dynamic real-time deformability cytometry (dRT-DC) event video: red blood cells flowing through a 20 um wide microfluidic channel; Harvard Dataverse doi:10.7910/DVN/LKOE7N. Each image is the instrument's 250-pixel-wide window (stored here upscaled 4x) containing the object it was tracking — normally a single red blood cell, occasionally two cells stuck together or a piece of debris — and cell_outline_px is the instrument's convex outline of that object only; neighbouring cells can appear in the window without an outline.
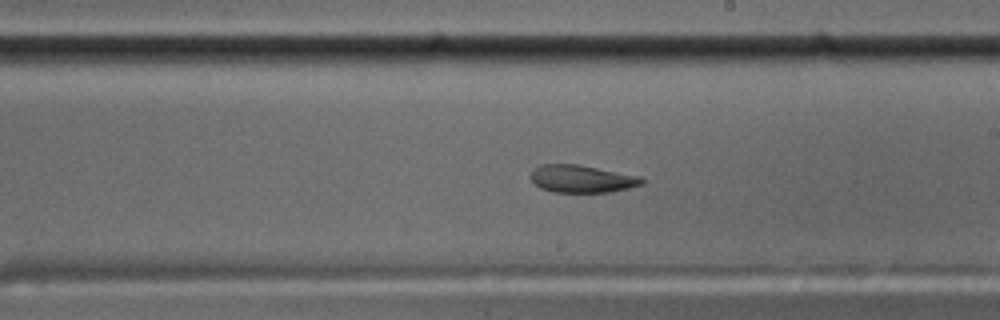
{"species": "common noctule bat (a hibernating species)", "species_latin": "Nyctalus noctula", "temperature_condition": "cold", "stored_images_in_passage": 57, "segment_of_instrument_passage": [1, 2], "camera_frame_rate_fps": 3000, "um_per_image_px": 0.085, "animal": {"sex": "male", "body_mass_g": 17.5, "forearm_length_mm": 52.3}, "frame": {"image": 1, "passage_image": 33, "time_ms": 10.667, "image_size_px": [1000, 320], "cell_outline_px": [[644, 184], [612, 192], [552, 192], [540, 188], [532, 180], [532, 172], [540, 164], [576, 164], [640, 176], [644, 180]], "centroid_in_image_um": [49.48, 15.21], "position_along_channel_um": 239.5, "area_um2": 17.69}}